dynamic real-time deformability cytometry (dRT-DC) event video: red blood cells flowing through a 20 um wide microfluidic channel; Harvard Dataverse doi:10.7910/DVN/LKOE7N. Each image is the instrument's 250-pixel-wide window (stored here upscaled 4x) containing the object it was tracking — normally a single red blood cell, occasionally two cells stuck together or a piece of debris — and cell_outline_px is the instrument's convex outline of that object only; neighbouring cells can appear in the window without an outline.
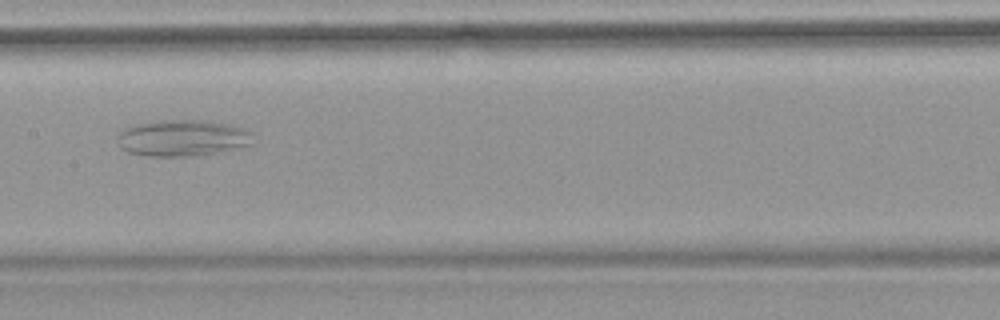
{"species": "common noctule bat (a hibernating species)", "species_latin": "Nyctalus noctula", "temperature_condition": "warm", "stored_images_in_passage": 10, "camera_frame_rate_fps": 3000, "um_per_image_px": 0.085, "animal": {"sex": "female", "body_mass_g": 18.4}, "frame": {"image": 1, "passage_image": 7, "time_ms": 7.667, "image_size_px": [1000, 320], "cell_outline_px": [[256, 132], [252, 144], [212, 152], [188, 156], [144, 156], [128, 152], [120, 148], [116, 132], [124, 128], [136, 124], [160, 120], [208, 120], [232, 124]], "centroid_in_image_um": [15.5, 11.7], "position_along_channel_um": 191.9, "area_um2": 29.02}}